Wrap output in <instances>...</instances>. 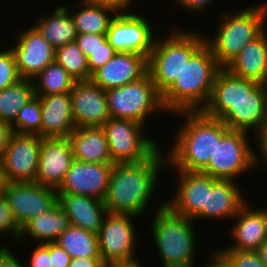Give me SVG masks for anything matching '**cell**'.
Segmentation results:
<instances>
[{
	"label": "cell",
	"mask_w": 267,
	"mask_h": 267,
	"mask_svg": "<svg viewBox=\"0 0 267 267\" xmlns=\"http://www.w3.org/2000/svg\"><path fill=\"white\" fill-rule=\"evenodd\" d=\"M160 148L140 162L114 163L104 199L108 213L144 214L153 199L160 171L167 167L166 154Z\"/></svg>",
	"instance_id": "cell-1"
},
{
	"label": "cell",
	"mask_w": 267,
	"mask_h": 267,
	"mask_svg": "<svg viewBox=\"0 0 267 267\" xmlns=\"http://www.w3.org/2000/svg\"><path fill=\"white\" fill-rule=\"evenodd\" d=\"M176 114L184 119V123L177 129L171 149L167 150L168 168L201 172L214 157L217 142L230 129L220 119L210 117L203 111Z\"/></svg>",
	"instance_id": "cell-2"
},
{
	"label": "cell",
	"mask_w": 267,
	"mask_h": 267,
	"mask_svg": "<svg viewBox=\"0 0 267 267\" xmlns=\"http://www.w3.org/2000/svg\"><path fill=\"white\" fill-rule=\"evenodd\" d=\"M221 68L211 48L205 43L185 64L175 82L161 95L166 113L174 115L185 111H203Z\"/></svg>",
	"instance_id": "cell-3"
},
{
	"label": "cell",
	"mask_w": 267,
	"mask_h": 267,
	"mask_svg": "<svg viewBox=\"0 0 267 267\" xmlns=\"http://www.w3.org/2000/svg\"><path fill=\"white\" fill-rule=\"evenodd\" d=\"M151 233L158 248L163 267H194L197 235L193 219L173 212L165 201H160ZM195 256V257H194Z\"/></svg>",
	"instance_id": "cell-4"
},
{
	"label": "cell",
	"mask_w": 267,
	"mask_h": 267,
	"mask_svg": "<svg viewBox=\"0 0 267 267\" xmlns=\"http://www.w3.org/2000/svg\"><path fill=\"white\" fill-rule=\"evenodd\" d=\"M221 15L214 37L207 35L205 40L217 63L224 68L267 28V2Z\"/></svg>",
	"instance_id": "cell-5"
},
{
	"label": "cell",
	"mask_w": 267,
	"mask_h": 267,
	"mask_svg": "<svg viewBox=\"0 0 267 267\" xmlns=\"http://www.w3.org/2000/svg\"><path fill=\"white\" fill-rule=\"evenodd\" d=\"M191 31L174 26L166 34L167 37H156L148 58V72L161 95L175 82L190 58L206 43L205 34L202 36Z\"/></svg>",
	"instance_id": "cell-6"
},
{
	"label": "cell",
	"mask_w": 267,
	"mask_h": 267,
	"mask_svg": "<svg viewBox=\"0 0 267 267\" xmlns=\"http://www.w3.org/2000/svg\"><path fill=\"white\" fill-rule=\"evenodd\" d=\"M106 95L110 118L130 119L144 125L154 112L166 113L149 72L137 81L106 90Z\"/></svg>",
	"instance_id": "cell-7"
},
{
	"label": "cell",
	"mask_w": 267,
	"mask_h": 267,
	"mask_svg": "<svg viewBox=\"0 0 267 267\" xmlns=\"http://www.w3.org/2000/svg\"><path fill=\"white\" fill-rule=\"evenodd\" d=\"M145 125L134 120L109 118L102 126L113 163L140 162L158 147V142L144 136Z\"/></svg>",
	"instance_id": "cell-8"
},
{
	"label": "cell",
	"mask_w": 267,
	"mask_h": 267,
	"mask_svg": "<svg viewBox=\"0 0 267 267\" xmlns=\"http://www.w3.org/2000/svg\"><path fill=\"white\" fill-rule=\"evenodd\" d=\"M250 134L229 130L217 142L214 157H211L209 164L201 172L213 178L236 181L245 172L254 170L255 148L249 142Z\"/></svg>",
	"instance_id": "cell-9"
},
{
	"label": "cell",
	"mask_w": 267,
	"mask_h": 267,
	"mask_svg": "<svg viewBox=\"0 0 267 267\" xmlns=\"http://www.w3.org/2000/svg\"><path fill=\"white\" fill-rule=\"evenodd\" d=\"M132 214L107 213L97 234L100 256L107 266L139 260L135 256L137 241ZM136 239V240H135Z\"/></svg>",
	"instance_id": "cell-10"
},
{
	"label": "cell",
	"mask_w": 267,
	"mask_h": 267,
	"mask_svg": "<svg viewBox=\"0 0 267 267\" xmlns=\"http://www.w3.org/2000/svg\"><path fill=\"white\" fill-rule=\"evenodd\" d=\"M152 27L145 16L131 9L117 13L109 24L107 41L116 52L137 53L148 59L156 40Z\"/></svg>",
	"instance_id": "cell-11"
},
{
	"label": "cell",
	"mask_w": 267,
	"mask_h": 267,
	"mask_svg": "<svg viewBox=\"0 0 267 267\" xmlns=\"http://www.w3.org/2000/svg\"><path fill=\"white\" fill-rule=\"evenodd\" d=\"M41 137L13 132L1 161L7 182H35L40 156Z\"/></svg>",
	"instance_id": "cell-12"
},
{
	"label": "cell",
	"mask_w": 267,
	"mask_h": 267,
	"mask_svg": "<svg viewBox=\"0 0 267 267\" xmlns=\"http://www.w3.org/2000/svg\"><path fill=\"white\" fill-rule=\"evenodd\" d=\"M3 195L20 229L29 220L50 210L58 202L57 189L36 182H7Z\"/></svg>",
	"instance_id": "cell-13"
},
{
	"label": "cell",
	"mask_w": 267,
	"mask_h": 267,
	"mask_svg": "<svg viewBox=\"0 0 267 267\" xmlns=\"http://www.w3.org/2000/svg\"><path fill=\"white\" fill-rule=\"evenodd\" d=\"M178 173L177 190L165 204L176 214L194 219L207 208L208 190L219 180L200 171L174 170Z\"/></svg>",
	"instance_id": "cell-14"
},
{
	"label": "cell",
	"mask_w": 267,
	"mask_h": 267,
	"mask_svg": "<svg viewBox=\"0 0 267 267\" xmlns=\"http://www.w3.org/2000/svg\"><path fill=\"white\" fill-rule=\"evenodd\" d=\"M16 36L11 46L21 79L33 80L49 64L55 62V49L33 25Z\"/></svg>",
	"instance_id": "cell-15"
},
{
	"label": "cell",
	"mask_w": 267,
	"mask_h": 267,
	"mask_svg": "<svg viewBox=\"0 0 267 267\" xmlns=\"http://www.w3.org/2000/svg\"><path fill=\"white\" fill-rule=\"evenodd\" d=\"M114 163H85L74 160L58 194H77L104 201Z\"/></svg>",
	"instance_id": "cell-16"
},
{
	"label": "cell",
	"mask_w": 267,
	"mask_h": 267,
	"mask_svg": "<svg viewBox=\"0 0 267 267\" xmlns=\"http://www.w3.org/2000/svg\"><path fill=\"white\" fill-rule=\"evenodd\" d=\"M68 137L41 138L36 183L58 189L74 161Z\"/></svg>",
	"instance_id": "cell-17"
},
{
	"label": "cell",
	"mask_w": 267,
	"mask_h": 267,
	"mask_svg": "<svg viewBox=\"0 0 267 267\" xmlns=\"http://www.w3.org/2000/svg\"><path fill=\"white\" fill-rule=\"evenodd\" d=\"M70 99L76 127L103 126L110 118L106 90L91 80L76 81Z\"/></svg>",
	"instance_id": "cell-18"
},
{
	"label": "cell",
	"mask_w": 267,
	"mask_h": 267,
	"mask_svg": "<svg viewBox=\"0 0 267 267\" xmlns=\"http://www.w3.org/2000/svg\"><path fill=\"white\" fill-rule=\"evenodd\" d=\"M148 72V59L137 53L117 52L110 61L96 70L91 81L108 90L137 81Z\"/></svg>",
	"instance_id": "cell-19"
},
{
	"label": "cell",
	"mask_w": 267,
	"mask_h": 267,
	"mask_svg": "<svg viewBox=\"0 0 267 267\" xmlns=\"http://www.w3.org/2000/svg\"><path fill=\"white\" fill-rule=\"evenodd\" d=\"M221 121L230 130L251 132L254 135L267 121V85L258 83Z\"/></svg>",
	"instance_id": "cell-20"
},
{
	"label": "cell",
	"mask_w": 267,
	"mask_h": 267,
	"mask_svg": "<svg viewBox=\"0 0 267 267\" xmlns=\"http://www.w3.org/2000/svg\"><path fill=\"white\" fill-rule=\"evenodd\" d=\"M257 84L255 81L235 76L225 68H221L215 77L210 100L203 112L221 120Z\"/></svg>",
	"instance_id": "cell-21"
},
{
	"label": "cell",
	"mask_w": 267,
	"mask_h": 267,
	"mask_svg": "<svg viewBox=\"0 0 267 267\" xmlns=\"http://www.w3.org/2000/svg\"><path fill=\"white\" fill-rule=\"evenodd\" d=\"M246 203L233 218V243L225 249L256 251L267 240V207L253 208Z\"/></svg>",
	"instance_id": "cell-22"
},
{
	"label": "cell",
	"mask_w": 267,
	"mask_h": 267,
	"mask_svg": "<svg viewBox=\"0 0 267 267\" xmlns=\"http://www.w3.org/2000/svg\"><path fill=\"white\" fill-rule=\"evenodd\" d=\"M41 103V138L68 137L76 129L70 93L39 96Z\"/></svg>",
	"instance_id": "cell-23"
},
{
	"label": "cell",
	"mask_w": 267,
	"mask_h": 267,
	"mask_svg": "<svg viewBox=\"0 0 267 267\" xmlns=\"http://www.w3.org/2000/svg\"><path fill=\"white\" fill-rule=\"evenodd\" d=\"M238 185L234 180L219 179L212 189L208 190L207 208H203L193 220H233L247 201L250 202L244 199L247 197L243 196V190Z\"/></svg>",
	"instance_id": "cell-24"
},
{
	"label": "cell",
	"mask_w": 267,
	"mask_h": 267,
	"mask_svg": "<svg viewBox=\"0 0 267 267\" xmlns=\"http://www.w3.org/2000/svg\"><path fill=\"white\" fill-rule=\"evenodd\" d=\"M224 68L235 76L267 85V29L246 44Z\"/></svg>",
	"instance_id": "cell-25"
},
{
	"label": "cell",
	"mask_w": 267,
	"mask_h": 267,
	"mask_svg": "<svg viewBox=\"0 0 267 267\" xmlns=\"http://www.w3.org/2000/svg\"><path fill=\"white\" fill-rule=\"evenodd\" d=\"M58 203L67 214L70 224L98 234L108 213L104 201L77 194H58Z\"/></svg>",
	"instance_id": "cell-26"
},
{
	"label": "cell",
	"mask_w": 267,
	"mask_h": 267,
	"mask_svg": "<svg viewBox=\"0 0 267 267\" xmlns=\"http://www.w3.org/2000/svg\"><path fill=\"white\" fill-rule=\"evenodd\" d=\"M68 138L75 160L85 163H113L102 126L76 127Z\"/></svg>",
	"instance_id": "cell-27"
},
{
	"label": "cell",
	"mask_w": 267,
	"mask_h": 267,
	"mask_svg": "<svg viewBox=\"0 0 267 267\" xmlns=\"http://www.w3.org/2000/svg\"><path fill=\"white\" fill-rule=\"evenodd\" d=\"M70 225L67 214L57 202L50 210L35 216L21 228L17 246L23 242L25 236L32 238L37 244L56 242Z\"/></svg>",
	"instance_id": "cell-28"
},
{
	"label": "cell",
	"mask_w": 267,
	"mask_h": 267,
	"mask_svg": "<svg viewBox=\"0 0 267 267\" xmlns=\"http://www.w3.org/2000/svg\"><path fill=\"white\" fill-rule=\"evenodd\" d=\"M70 9L66 5H59L49 17L40 15L34 21L33 25L54 49L76 40L77 31Z\"/></svg>",
	"instance_id": "cell-29"
},
{
	"label": "cell",
	"mask_w": 267,
	"mask_h": 267,
	"mask_svg": "<svg viewBox=\"0 0 267 267\" xmlns=\"http://www.w3.org/2000/svg\"><path fill=\"white\" fill-rule=\"evenodd\" d=\"M79 4V5H78ZM76 4L79 10L70 11L77 34H106L113 17L117 14L113 9L80 0Z\"/></svg>",
	"instance_id": "cell-30"
},
{
	"label": "cell",
	"mask_w": 267,
	"mask_h": 267,
	"mask_svg": "<svg viewBox=\"0 0 267 267\" xmlns=\"http://www.w3.org/2000/svg\"><path fill=\"white\" fill-rule=\"evenodd\" d=\"M35 96L33 81L21 79L0 91V120L10 126L22 108Z\"/></svg>",
	"instance_id": "cell-31"
},
{
	"label": "cell",
	"mask_w": 267,
	"mask_h": 267,
	"mask_svg": "<svg viewBox=\"0 0 267 267\" xmlns=\"http://www.w3.org/2000/svg\"><path fill=\"white\" fill-rule=\"evenodd\" d=\"M55 243L71 258L101 257L97 235L78 226L70 225Z\"/></svg>",
	"instance_id": "cell-32"
},
{
	"label": "cell",
	"mask_w": 267,
	"mask_h": 267,
	"mask_svg": "<svg viewBox=\"0 0 267 267\" xmlns=\"http://www.w3.org/2000/svg\"><path fill=\"white\" fill-rule=\"evenodd\" d=\"M36 96L70 93L76 82L61 65L49 64L33 80Z\"/></svg>",
	"instance_id": "cell-33"
},
{
	"label": "cell",
	"mask_w": 267,
	"mask_h": 267,
	"mask_svg": "<svg viewBox=\"0 0 267 267\" xmlns=\"http://www.w3.org/2000/svg\"><path fill=\"white\" fill-rule=\"evenodd\" d=\"M55 62L61 65L75 81L91 80L88 58L75 41L55 49Z\"/></svg>",
	"instance_id": "cell-34"
},
{
	"label": "cell",
	"mask_w": 267,
	"mask_h": 267,
	"mask_svg": "<svg viewBox=\"0 0 267 267\" xmlns=\"http://www.w3.org/2000/svg\"><path fill=\"white\" fill-rule=\"evenodd\" d=\"M12 131L20 134H36L41 130V103L39 96H34L19 112Z\"/></svg>",
	"instance_id": "cell-35"
},
{
	"label": "cell",
	"mask_w": 267,
	"mask_h": 267,
	"mask_svg": "<svg viewBox=\"0 0 267 267\" xmlns=\"http://www.w3.org/2000/svg\"><path fill=\"white\" fill-rule=\"evenodd\" d=\"M21 80L16 64V58L9 47L0 49V91Z\"/></svg>",
	"instance_id": "cell-36"
},
{
	"label": "cell",
	"mask_w": 267,
	"mask_h": 267,
	"mask_svg": "<svg viewBox=\"0 0 267 267\" xmlns=\"http://www.w3.org/2000/svg\"><path fill=\"white\" fill-rule=\"evenodd\" d=\"M233 267H266L256 251L221 249L219 250Z\"/></svg>",
	"instance_id": "cell-37"
},
{
	"label": "cell",
	"mask_w": 267,
	"mask_h": 267,
	"mask_svg": "<svg viewBox=\"0 0 267 267\" xmlns=\"http://www.w3.org/2000/svg\"><path fill=\"white\" fill-rule=\"evenodd\" d=\"M21 229L17 225L12 215L7 199L2 195L0 197V236L10 234L15 243H17L20 236Z\"/></svg>",
	"instance_id": "cell-38"
},
{
	"label": "cell",
	"mask_w": 267,
	"mask_h": 267,
	"mask_svg": "<svg viewBox=\"0 0 267 267\" xmlns=\"http://www.w3.org/2000/svg\"><path fill=\"white\" fill-rule=\"evenodd\" d=\"M117 52L106 40L101 47L92 52L88 58L90 73L93 74L100 67L104 66Z\"/></svg>",
	"instance_id": "cell-39"
},
{
	"label": "cell",
	"mask_w": 267,
	"mask_h": 267,
	"mask_svg": "<svg viewBox=\"0 0 267 267\" xmlns=\"http://www.w3.org/2000/svg\"><path fill=\"white\" fill-rule=\"evenodd\" d=\"M107 40L106 34H77L75 42L88 57Z\"/></svg>",
	"instance_id": "cell-40"
},
{
	"label": "cell",
	"mask_w": 267,
	"mask_h": 267,
	"mask_svg": "<svg viewBox=\"0 0 267 267\" xmlns=\"http://www.w3.org/2000/svg\"><path fill=\"white\" fill-rule=\"evenodd\" d=\"M254 142H256L257 150L260 152L257 153V150H254V164L257 168L258 165L260 166V162L262 165L267 166V121L257 130V132L253 135ZM260 155V157L258 156ZM267 168V167H266Z\"/></svg>",
	"instance_id": "cell-41"
},
{
	"label": "cell",
	"mask_w": 267,
	"mask_h": 267,
	"mask_svg": "<svg viewBox=\"0 0 267 267\" xmlns=\"http://www.w3.org/2000/svg\"><path fill=\"white\" fill-rule=\"evenodd\" d=\"M32 255L27 261V267H53L50 258V243L36 244Z\"/></svg>",
	"instance_id": "cell-42"
},
{
	"label": "cell",
	"mask_w": 267,
	"mask_h": 267,
	"mask_svg": "<svg viewBox=\"0 0 267 267\" xmlns=\"http://www.w3.org/2000/svg\"><path fill=\"white\" fill-rule=\"evenodd\" d=\"M50 258L53 267H69L71 257L57 243H50Z\"/></svg>",
	"instance_id": "cell-43"
},
{
	"label": "cell",
	"mask_w": 267,
	"mask_h": 267,
	"mask_svg": "<svg viewBox=\"0 0 267 267\" xmlns=\"http://www.w3.org/2000/svg\"><path fill=\"white\" fill-rule=\"evenodd\" d=\"M91 3L102 5L113 9L116 13L129 12L128 9L133 8V4L137 0H87ZM130 7V8H129Z\"/></svg>",
	"instance_id": "cell-44"
},
{
	"label": "cell",
	"mask_w": 267,
	"mask_h": 267,
	"mask_svg": "<svg viewBox=\"0 0 267 267\" xmlns=\"http://www.w3.org/2000/svg\"><path fill=\"white\" fill-rule=\"evenodd\" d=\"M213 0H173L174 3H177L179 7L188 9L190 12L194 13H203V10L209 7V4L212 3Z\"/></svg>",
	"instance_id": "cell-45"
},
{
	"label": "cell",
	"mask_w": 267,
	"mask_h": 267,
	"mask_svg": "<svg viewBox=\"0 0 267 267\" xmlns=\"http://www.w3.org/2000/svg\"><path fill=\"white\" fill-rule=\"evenodd\" d=\"M19 259L8 246H0V267H27L18 261Z\"/></svg>",
	"instance_id": "cell-46"
},
{
	"label": "cell",
	"mask_w": 267,
	"mask_h": 267,
	"mask_svg": "<svg viewBox=\"0 0 267 267\" xmlns=\"http://www.w3.org/2000/svg\"><path fill=\"white\" fill-rule=\"evenodd\" d=\"M69 267H108L101 257L71 258Z\"/></svg>",
	"instance_id": "cell-47"
},
{
	"label": "cell",
	"mask_w": 267,
	"mask_h": 267,
	"mask_svg": "<svg viewBox=\"0 0 267 267\" xmlns=\"http://www.w3.org/2000/svg\"><path fill=\"white\" fill-rule=\"evenodd\" d=\"M12 133L11 126L0 120V157L5 152Z\"/></svg>",
	"instance_id": "cell-48"
},
{
	"label": "cell",
	"mask_w": 267,
	"mask_h": 267,
	"mask_svg": "<svg viewBox=\"0 0 267 267\" xmlns=\"http://www.w3.org/2000/svg\"><path fill=\"white\" fill-rule=\"evenodd\" d=\"M212 259L209 264H206L204 267H233L229 260L219 251H214L212 254Z\"/></svg>",
	"instance_id": "cell-49"
},
{
	"label": "cell",
	"mask_w": 267,
	"mask_h": 267,
	"mask_svg": "<svg viewBox=\"0 0 267 267\" xmlns=\"http://www.w3.org/2000/svg\"><path fill=\"white\" fill-rule=\"evenodd\" d=\"M258 253L260 260L267 267V240L261 244V246L256 250Z\"/></svg>",
	"instance_id": "cell-50"
},
{
	"label": "cell",
	"mask_w": 267,
	"mask_h": 267,
	"mask_svg": "<svg viewBox=\"0 0 267 267\" xmlns=\"http://www.w3.org/2000/svg\"><path fill=\"white\" fill-rule=\"evenodd\" d=\"M7 185V179L5 177L3 164L0 158V191H4Z\"/></svg>",
	"instance_id": "cell-51"
},
{
	"label": "cell",
	"mask_w": 267,
	"mask_h": 267,
	"mask_svg": "<svg viewBox=\"0 0 267 267\" xmlns=\"http://www.w3.org/2000/svg\"><path fill=\"white\" fill-rule=\"evenodd\" d=\"M108 267H144V266H142L139 260H136L132 262L117 263Z\"/></svg>",
	"instance_id": "cell-52"
},
{
	"label": "cell",
	"mask_w": 267,
	"mask_h": 267,
	"mask_svg": "<svg viewBox=\"0 0 267 267\" xmlns=\"http://www.w3.org/2000/svg\"><path fill=\"white\" fill-rule=\"evenodd\" d=\"M3 192H4V191H0V197L3 195Z\"/></svg>",
	"instance_id": "cell-53"
}]
</instances>
